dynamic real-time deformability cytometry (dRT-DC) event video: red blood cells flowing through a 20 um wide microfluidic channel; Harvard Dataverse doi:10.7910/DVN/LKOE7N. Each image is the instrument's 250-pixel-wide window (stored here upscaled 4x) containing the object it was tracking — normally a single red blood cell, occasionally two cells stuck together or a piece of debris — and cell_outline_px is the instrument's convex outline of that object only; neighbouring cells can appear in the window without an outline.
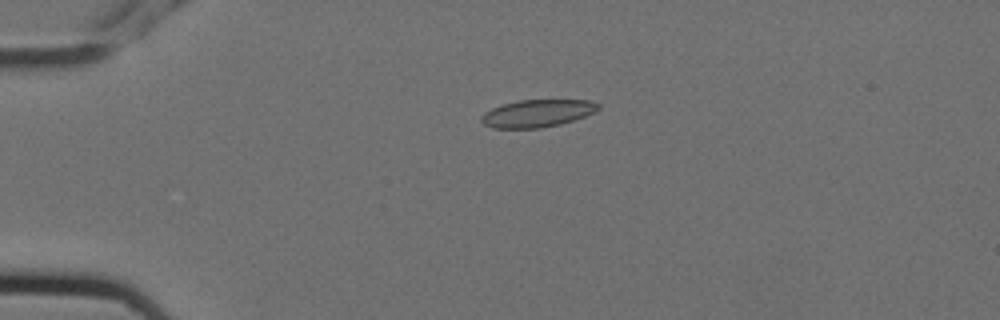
{"species": "Egyptian fruit bat (a non-hibernating species)", "species_latin": "Rousettus aegyptiacus", "temperature_condition": "cold", "stored_images_in_passage": 5, "camera_frame_rate_fps": 3000, "um_per_image_px": 0.085, "animal": {"sex": "female"}, "frame": {"image": 1, "passage_image": 4, "time_ms": 1.0, "image_size_px": [1000, 320], "cell_outline_px": [[600, 108], [584, 116], [560, 124], [540, 128], [492, 128], [484, 124], [480, 120], [480, 116], [484, 112], [492, 108], [516, 100], [588, 100], [600, 104]], "centroid_in_image_um": [45.62, 9.63], "position_along_channel_um": 39.4, "area_um2": 18.61}}